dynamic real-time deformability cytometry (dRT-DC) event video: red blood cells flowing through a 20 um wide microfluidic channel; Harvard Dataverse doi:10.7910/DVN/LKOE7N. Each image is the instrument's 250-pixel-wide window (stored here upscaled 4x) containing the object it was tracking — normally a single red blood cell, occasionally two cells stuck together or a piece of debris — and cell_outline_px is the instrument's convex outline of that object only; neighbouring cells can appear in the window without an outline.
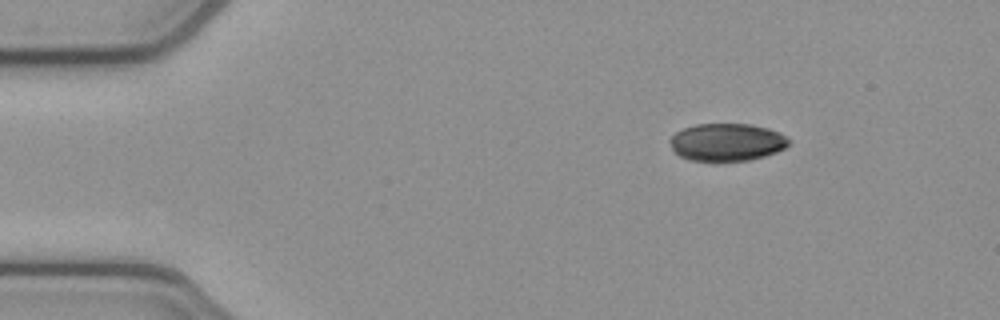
{"species": "common noctule bat (a hibernating species)", "species_latin": "Nyctalus noctula", "temperature_condition": "cold", "stored_images_in_passage": 46, "camera_frame_rate_fps": 3000, "um_per_image_px": 0.085, "animal": {"sex": "female", "body_mass_g": 21.9}, "frame": {"image": 1, "passage_image": 1, "time_ms": 0.0, "image_size_px": [1000, 320], "cell_outline_px": [[792, 140], [784, 148], [776, 152], [752, 160], [716, 164], [688, 160], [680, 156], [672, 148], [668, 140], [676, 132], [684, 128], [696, 124], [748, 124], [768, 128], [780, 132]], "centroid_in_image_um": [61.77, 12.13], "position_along_channel_um": 23.2, "area_um2": 26.88}}
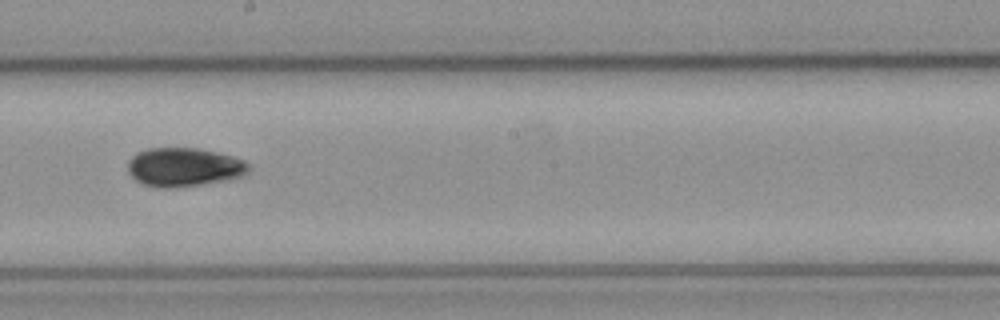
{"frame": {"image": 2, "passage_image": 23, "time_ms": 7.333, "image_size_px": [1000, 320], "cell_outline_px": [[248, 172], [244, 176], [232, 180], [168, 188], [152, 188], [140, 184], [128, 172], [128, 160], [136, 152], [148, 148], [200, 148], [232, 156], [244, 160], [248, 164]], "centroid_in_image_um": [15.62, 14.21], "position_along_channel_um": 232.6, "area_um2": 27.69}}
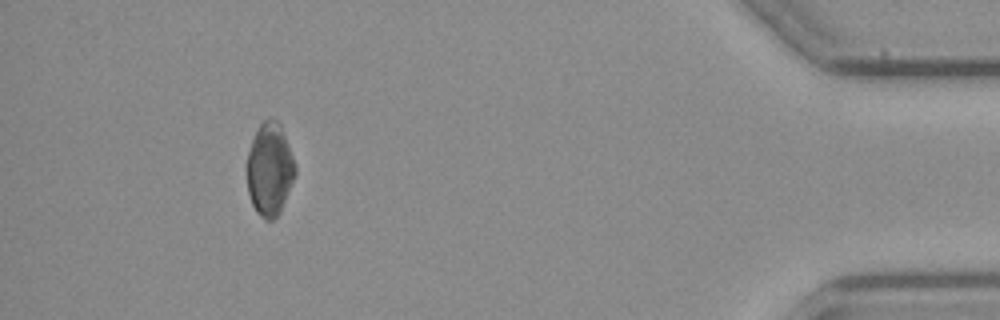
{"frame": {"image": 3, "passage_image": 42, "time_ms": 13.667, "image_size_px": [1000, 320], "cell_outline_px": [[296, 172], [280, 212], [272, 220], [264, 220], [256, 212], [252, 204], [248, 192], [248, 152], [252, 140], [260, 124], [268, 116], [272, 116], [280, 124], [296, 164]], "centroid_in_image_um": [22.93, 14.38], "position_along_channel_um": 412.3, "area_um2": 25.89}, "authors_computed_cell_mechanics": {"area_um2": 26.588, "velocity_mm_per_s": 3.8579, "shape_relaxation_time_tau1_ms": 3.5147, "shape_relaxation_time_tau2_ms": null, "deformation_change_tau1": 0.095, "deformation_change_tau2": null}}